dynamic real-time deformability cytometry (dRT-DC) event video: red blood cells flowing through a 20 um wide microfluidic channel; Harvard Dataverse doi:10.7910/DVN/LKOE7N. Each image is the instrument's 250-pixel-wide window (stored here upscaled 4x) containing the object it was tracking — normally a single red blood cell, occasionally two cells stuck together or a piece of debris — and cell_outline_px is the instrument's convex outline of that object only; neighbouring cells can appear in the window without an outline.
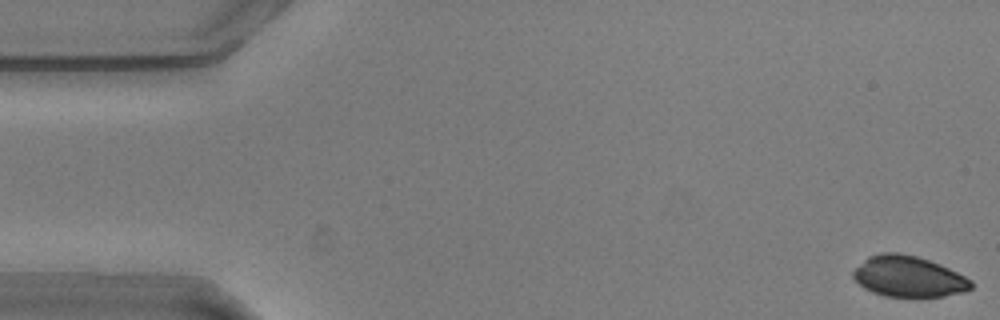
{"species": "common noctule bat (a hibernating species)", "species_latin": "Nyctalus noctula", "temperature_condition": "warm", "stored_images_in_passage": 13, "camera_frame_rate_fps": 3000, "um_per_image_px": 0.085, "animal": {"sex": "male", "body_mass_g": 20.5, "forearm_length_mm": 52.5}, "frame": {"image": 1, "passage_image": 1, "time_ms": 0.0, "image_size_px": [1000, 320], "cell_outline_px": [[972, 288], [964, 292], [944, 296], [884, 296], [872, 292], [864, 288], [852, 276], [852, 272], [868, 256], [880, 252], [896, 252], [916, 256], [940, 264], [972, 280]], "centroid_in_image_um": [77.21, 23.5], "position_along_channel_um": 7.8, "area_um2": 27.92}}